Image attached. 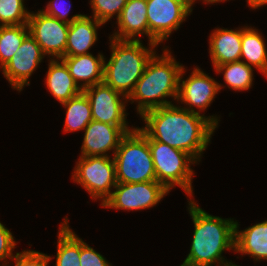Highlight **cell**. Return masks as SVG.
<instances>
[{
    "label": "cell",
    "instance_id": "obj_1",
    "mask_svg": "<svg viewBox=\"0 0 267 266\" xmlns=\"http://www.w3.org/2000/svg\"><path fill=\"white\" fill-rule=\"evenodd\" d=\"M141 118L146 125L139 129L148 140H156L184 151L196 162H200L220 121L217 115L204 116L174 103L151 109Z\"/></svg>",
    "mask_w": 267,
    "mask_h": 266
},
{
    "label": "cell",
    "instance_id": "obj_27",
    "mask_svg": "<svg viewBox=\"0 0 267 266\" xmlns=\"http://www.w3.org/2000/svg\"><path fill=\"white\" fill-rule=\"evenodd\" d=\"M128 0H90V5L93 15L102 24H105L116 15V20L119 18L122 9Z\"/></svg>",
    "mask_w": 267,
    "mask_h": 266
},
{
    "label": "cell",
    "instance_id": "obj_31",
    "mask_svg": "<svg viewBox=\"0 0 267 266\" xmlns=\"http://www.w3.org/2000/svg\"><path fill=\"white\" fill-rule=\"evenodd\" d=\"M15 246L16 241L12 233L0 222V262L5 261L0 266H6L9 263L7 262L8 258L12 259L15 256L12 253Z\"/></svg>",
    "mask_w": 267,
    "mask_h": 266
},
{
    "label": "cell",
    "instance_id": "obj_17",
    "mask_svg": "<svg viewBox=\"0 0 267 266\" xmlns=\"http://www.w3.org/2000/svg\"><path fill=\"white\" fill-rule=\"evenodd\" d=\"M61 59L65 62L71 76L81 89L103 82L104 61L106 60L103 54L98 53L95 57L88 53L77 56H63Z\"/></svg>",
    "mask_w": 267,
    "mask_h": 266
},
{
    "label": "cell",
    "instance_id": "obj_13",
    "mask_svg": "<svg viewBox=\"0 0 267 266\" xmlns=\"http://www.w3.org/2000/svg\"><path fill=\"white\" fill-rule=\"evenodd\" d=\"M45 56L39 44L29 33L9 62L2 68L3 76L13 89L20 92L24 86L30 85L29 77L39 67L38 65Z\"/></svg>",
    "mask_w": 267,
    "mask_h": 266
},
{
    "label": "cell",
    "instance_id": "obj_4",
    "mask_svg": "<svg viewBox=\"0 0 267 266\" xmlns=\"http://www.w3.org/2000/svg\"><path fill=\"white\" fill-rule=\"evenodd\" d=\"M109 38L112 53L109 61H104L103 82L128 98L158 45L149 43L147 48L141 40Z\"/></svg>",
    "mask_w": 267,
    "mask_h": 266
},
{
    "label": "cell",
    "instance_id": "obj_20",
    "mask_svg": "<svg viewBox=\"0 0 267 266\" xmlns=\"http://www.w3.org/2000/svg\"><path fill=\"white\" fill-rule=\"evenodd\" d=\"M235 222V252L250 255L255 261L267 260V220L239 231Z\"/></svg>",
    "mask_w": 267,
    "mask_h": 266
},
{
    "label": "cell",
    "instance_id": "obj_8",
    "mask_svg": "<svg viewBox=\"0 0 267 266\" xmlns=\"http://www.w3.org/2000/svg\"><path fill=\"white\" fill-rule=\"evenodd\" d=\"M149 43L161 44L178 30L192 10L184 0H146Z\"/></svg>",
    "mask_w": 267,
    "mask_h": 266
},
{
    "label": "cell",
    "instance_id": "obj_34",
    "mask_svg": "<svg viewBox=\"0 0 267 266\" xmlns=\"http://www.w3.org/2000/svg\"><path fill=\"white\" fill-rule=\"evenodd\" d=\"M221 266H238V265H236L235 263L231 262V263H227V264H224V265H221Z\"/></svg>",
    "mask_w": 267,
    "mask_h": 266
},
{
    "label": "cell",
    "instance_id": "obj_32",
    "mask_svg": "<svg viewBox=\"0 0 267 266\" xmlns=\"http://www.w3.org/2000/svg\"><path fill=\"white\" fill-rule=\"evenodd\" d=\"M246 2H248V7H251L253 10L267 5V0H246Z\"/></svg>",
    "mask_w": 267,
    "mask_h": 266
},
{
    "label": "cell",
    "instance_id": "obj_10",
    "mask_svg": "<svg viewBox=\"0 0 267 266\" xmlns=\"http://www.w3.org/2000/svg\"><path fill=\"white\" fill-rule=\"evenodd\" d=\"M185 72L183 66L179 76L177 101L186 105L182 108L200 114L202 110L205 111L210 106L216 94L225 86L204 73L201 68H193L189 78L183 80Z\"/></svg>",
    "mask_w": 267,
    "mask_h": 266
},
{
    "label": "cell",
    "instance_id": "obj_12",
    "mask_svg": "<svg viewBox=\"0 0 267 266\" xmlns=\"http://www.w3.org/2000/svg\"><path fill=\"white\" fill-rule=\"evenodd\" d=\"M83 92L91 104L92 119L111 125H128V98L104 82L86 87Z\"/></svg>",
    "mask_w": 267,
    "mask_h": 266
},
{
    "label": "cell",
    "instance_id": "obj_30",
    "mask_svg": "<svg viewBox=\"0 0 267 266\" xmlns=\"http://www.w3.org/2000/svg\"><path fill=\"white\" fill-rule=\"evenodd\" d=\"M80 266H112L106 258L80 238Z\"/></svg>",
    "mask_w": 267,
    "mask_h": 266
},
{
    "label": "cell",
    "instance_id": "obj_24",
    "mask_svg": "<svg viewBox=\"0 0 267 266\" xmlns=\"http://www.w3.org/2000/svg\"><path fill=\"white\" fill-rule=\"evenodd\" d=\"M215 71L223 74L224 82L234 91H247L253 85V68L243 61H235L216 66Z\"/></svg>",
    "mask_w": 267,
    "mask_h": 266
},
{
    "label": "cell",
    "instance_id": "obj_14",
    "mask_svg": "<svg viewBox=\"0 0 267 266\" xmlns=\"http://www.w3.org/2000/svg\"><path fill=\"white\" fill-rule=\"evenodd\" d=\"M128 125H111L92 120L84 129L80 156H110L115 154L122 138L133 130Z\"/></svg>",
    "mask_w": 267,
    "mask_h": 266
},
{
    "label": "cell",
    "instance_id": "obj_28",
    "mask_svg": "<svg viewBox=\"0 0 267 266\" xmlns=\"http://www.w3.org/2000/svg\"><path fill=\"white\" fill-rule=\"evenodd\" d=\"M51 256L34 250H23L16 252L11 259L15 261L14 266H48ZM8 266V265H6Z\"/></svg>",
    "mask_w": 267,
    "mask_h": 266
},
{
    "label": "cell",
    "instance_id": "obj_9",
    "mask_svg": "<svg viewBox=\"0 0 267 266\" xmlns=\"http://www.w3.org/2000/svg\"><path fill=\"white\" fill-rule=\"evenodd\" d=\"M101 207L116 210H141L157 205L170 191L157 181L117 183Z\"/></svg>",
    "mask_w": 267,
    "mask_h": 266
},
{
    "label": "cell",
    "instance_id": "obj_3",
    "mask_svg": "<svg viewBox=\"0 0 267 266\" xmlns=\"http://www.w3.org/2000/svg\"><path fill=\"white\" fill-rule=\"evenodd\" d=\"M163 50L162 55L155 53L147 62L143 75L128 97L132 104L137 102L136 111L140 117L151 109L172 105L166 98L177 100L183 65L175 60L169 49Z\"/></svg>",
    "mask_w": 267,
    "mask_h": 266
},
{
    "label": "cell",
    "instance_id": "obj_29",
    "mask_svg": "<svg viewBox=\"0 0 267 266\" xmlns=\"http://www.w3.org/2000/svg\"><path fill=\"white\" fill-rule=\"evenodd\" d=\"M58 1L59 0H50L47 6L45 7L46 9H41V11L47 14L48 16L55 17L60 21L68 24H71L74 20L79 19L83 16V14H76L73 15L71 18H68L67 16L70 13L69 11L71 10V5L68 4L69 6H66L67 3H65V0H60L62 3Z\"/></svg>",
    "mask_w": 267,
    "mask_h": 266
},
{
    "label": "cell",
    "instance_id": "obj_16",
    "mask_svg": "<svg viewBox=\"0 0 267 266\" xmlns=\"http://www.w3.org/2000/svg\"><path fill=\"white\" fill-rule=\"evenodd\" d=\"M209 53L213 67L240 61L241 28H216L209 36Z\"/></svg>",
    "mask_w": 267,
    "mask_h": 266
},
{
    "label": "cell",
    "instance_id": "obj_26",
    "mask_svg": "<svg viewBox=\"0 0 267 266\" xmlns=\"http://www.w3.org/2000/svg\"><path fill=\"white\" fill-rule=\"evenodd\" d=\"M30 12L24 5V0H0V24H28Z\"/></svg>",
    "mask_w": 267,
    "mask_h": 266
},
{
    "label": "cell",
    "instance_id": "obj_18",
    "mask_svg": "<svg viewBox=\"0 0 267 266\" xmlns=\"http://www.w3.org/2000/svg\"><path fill=\"white\" fill-rule=\"evenodd\" d=\"M101 25L103 26L104 24L85 14L69 24L64 56H77L90 53L88 50L98 40L97 30Z\"/></svg>",
    "mask_w": 267,
    "mask_h": 266
},
{
    "label": "cell",
    "instance_id": "obj_11",
    "mask_svg": "<svg viewBox=\"0 0 267 266\" xmlns=\"http://www.w3.org/2000/svg\"><path fill=\"white\" fill-rule=\"evenodd\" d=\"M30 35L35 39L42 49V52L54 59L62 58L65 55L69 24L60 21L55 17L48 16L38 10L30 12L28 19Z\"/></svg>",
    "mask_w": 267,
    "mask_h": 266
},
{
    "label": "cell",
    "instance_id": "obj_25",
    "mask_svg": "<svg viewBox=\"0 0 267 266\" xmlns=\"http://www.w3.org/2000/svg\"><path fill=\"white\" fill-rule=\"evenodd\" d=\"M29 34L28 24L2 26L0 31V68L2 69Z\"/></svg>",
    "mask_w": 267,
    "mask_h": 266
},
{
    "label": "cell",
    "instance_id": "obj_7",
    "mask_svg": "<svg viewBox=\"0 0 267 266\" xmlns=\"http://www.w3.org/2000/svg\"><path fill=\"white\" fill-rule=\"evenodd\" d=\"M72 173V180L80 184L93 200L101 205L111 196L117 184L114 158L110 156H80Z\"/></svg>",
    "mask_w": 267,
    "mask_h": 266
},
{
    "label": "cell",
    "instance_id": "obj_15",
    "mask_svg": "<svg viewBox=\"0 0 267 266\" xmlns=\"http://www.w3.org/2000/svg\"><path fill=\"white\" fill-rule=\"evenodd\" d=\"M116 23L118 30H114L115 32L109 37L139 41L142 35H146L149 41L146 0H128Z\"/></svg>",
    "mask_w": 267,
    "mask_h": 266
},
{
    "label": "cell",
    "instance_id": "obj_23",
    "mask_svg": "<svg viewBox=\"0 0 267 266\" xmlns=\"http://www.w3.org/2000/svg\"><path fill=\"white\" fill-rule=\"evenodd\" d=\"M61 105L66 109L64 121L66 133L84 130L93 120L90 101L83 91Z\"/></svg>",
    "mask_w": 267,
    "mask_h": 266
},
{
    "label": "cell",
    "instance_id": "obj_22",
    "mask_svg": "<svg viewBox=\"0 0 267 266\" xmlns=\"http://www.w3.org/2000/svg\"><path fill=\"white\" fill-rule=\"evenodd\" d=\"M68 218H64L58 231L55 266H80V238L69 227Z\"/></svg>",
    "mask_w": 267,
    "mask_h": 266
},
{
    "label": "cell",
    "instance_id": "obj_5",
    "mask_svg": "<svg viewBox=\"0 0 267 266\" xmlns=\"http://www.w3.org/2000/svg\"><path fill=\"white\" fill-rule=\"evenodd\" d=\"M113 158L117 183L157 181L148 138L138 127L122 138Z\"/></svg>",
    "mask_w": 267,
    "mask_h": 266
},
{
    "label": "cell",
    "instance_id": "obj_21",
    "mask_svg": "<svg viewBox=\"0 0 267 266\" xmlns=\"http://www.w3.org/2000/svg\"><path fill=\"white\" fill-rule=\"evenodd\" d=\"M241 27V58L248 66L255 67L267 77V48L258 29Z\"/></svg>",
    "mask_w": 267,
    "mask_h": 266
},
{
    "label": "cell",
    "instance_id": "obj_2",
    "mask_svg": "<svg viewBox=\"0 0 267 266\" xmlns=\"http://www.w3.org/2000/svg\"><path fill=\"white\" fill-rule=\"evenodd\" d=\"M188 202L194 234L190 252L180 266H221L231 263L222 253L225 250L235 251L236 221L208 214L193 199Z\"/></svg>",
    "mask_w": 267,
    "mask_h": 266
},
{
    "label": "cell",
    "instance_id": "obj_35",
    "mask_svg": "<svg viewBox=\"0 0 267 266\" xmlns=\"http://www.w3.org/2000/svg\"><path fill=\"white\" fill-rule=\"evenodd\" d=\"M184 1H186V2L189 3V4H191V1H192V0H184Z\"/></svg>",
    "mask_w": 267,
    "mask_h": 266
},
{
    "label": "cell",
    "instance_id": "obj_33",
    "mask_svg": "<svg viewBox=\"0 0 267 266\" xmlns=\"http://www.w3.org/2000/svg\"><path fill=\"white\" fill-rule=\"evenodd\" d=\"M196 0H192L191 1V4H190V8H191V10H193L192 9V7H193V5L195 4L194 2H195ZM203 1V3H206V4H214V3H219V2H223V1H227V0H202ZM229 1V0H228Z\"/></svg>",
    "mask_w": 267,
    "mask_h": 266
},
{
    "label": "cell",
    "instance_id": "obj_19",
    "mask_svg": "<svg viewBox=\"0 0 267 266\" xmlns=\"http://www.w3.org/2000/svg\"><path fill=\"white\" fill-rule=\"evenodd\" d=\"M60 61V62H59ZM45 83L47 89L60 104L80 94L83 89L74 81L65 62L50 58Z\"/></svg>",
    "mask_w": 267,
    "mask_h": 266
},
{
    "label": "cell",
    "instance_id": "obj_6",
    "mask_svg": "<svg viewBox=\"0 0 267 266\" xmlns=\"http://www.w3.org/2000/svg\"><path fill=\"white\" fill-rule=\"evenodd\" d=\"M148 143L157 182L169 191L178 185L191 199L194 170L190 165L197 164V162L188 153L168 144L156 140H148Z\"/></svg>",
    "mask_w": 267,
    "mask_h": 266
}]
</instances>
